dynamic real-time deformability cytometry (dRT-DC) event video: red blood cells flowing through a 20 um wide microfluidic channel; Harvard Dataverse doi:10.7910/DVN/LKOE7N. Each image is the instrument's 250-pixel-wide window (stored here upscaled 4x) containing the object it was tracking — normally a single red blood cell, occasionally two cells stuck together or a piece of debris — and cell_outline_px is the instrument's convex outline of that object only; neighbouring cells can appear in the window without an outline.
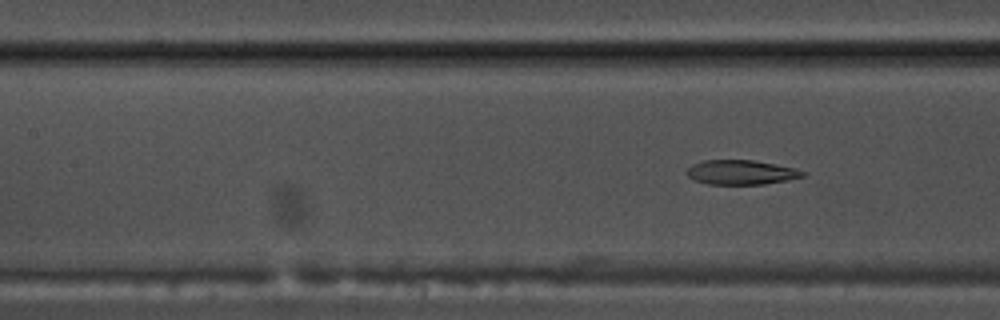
{"species": "common noctule bat (a hibernating species)", "species_latin": "Nyctalus noctula", "temperature_condition": "warm", "stored_images_in_passage": 17, "camera_frame_rate_fps": 3000, "um_per_image_px": 0.085, "animal": {"sex": "male", "body_mass_g": 17.5, "forearm_length_mm": 52.3}, "frame": {"image": 1, "passage_image": 17, "time_ms": 5.333, "image_size_px": [1000, 320], "cell_outline_px": [[808, 172], [804, 176], [788, 180], [764, 184], [708, 184], [692, 180], [688, 176], [688, 168], [692, 164], [704, 160], [752, 160], [776, 164], [796, 168]], "centroid_in_image_um": [63.02, 14.65], "position_along_channel_um": 144.4, "area_um2": 16.65}}